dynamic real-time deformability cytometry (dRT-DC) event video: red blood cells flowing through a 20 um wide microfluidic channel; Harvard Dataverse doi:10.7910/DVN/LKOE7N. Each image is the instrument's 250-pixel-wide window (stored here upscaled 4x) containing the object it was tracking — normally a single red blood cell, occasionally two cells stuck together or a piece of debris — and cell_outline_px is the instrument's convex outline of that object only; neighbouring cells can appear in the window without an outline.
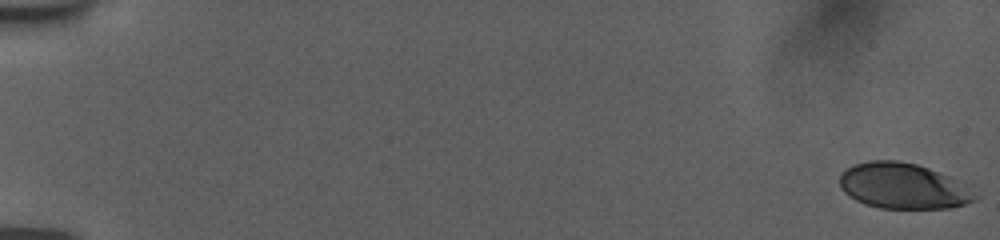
{"species": "human", "species_latin": "Homo sapiens", "temperature_condition": "room temperature", "stored_images_in_passage": 57, "camera_frame_rate_fps": 3000, "um_per_image_px": 0.085, "donor": {"sex": "female"}, "frame": {"image": 1, "passage_image": 1, "time_ms": 0.0, "image_size_px": [1000, 240], "cell_outline_px": [[980, 196], [964, 204], [952, 208], [880, 208], [864, 204], [856, 200], [844, 192], [840, 188], [840, 172], [852, 164], [868, 160], [896, 160], [916, 164], [964, 180], [972, 184]], "centroid_in_image_um": [76.84, 15.8], "position_along_channel_um": 8.2, "area_um2": 36.93}}
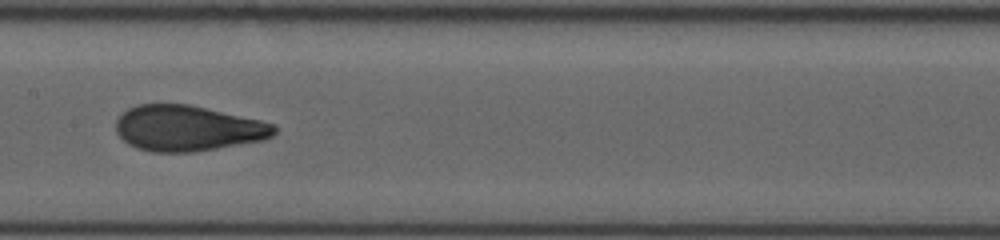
{"frame": {"image": 2, "passage_image": 31, "time_ms": 10.0, "image_size_px": [1000, 240], "cell_outline_px": [[276, 132], [272, 136], [264, 140], [192, 152], [152, 152], [136, 148], [128, 144], [116, 132], [116, 120], [128, 108], [136, 104], [188, 104], [260, 120], [276, 124]], "centroid_in_image_um": [15.94, 10.9], "position_along_channel_um": 191.5, "area_um2": 42.02}}
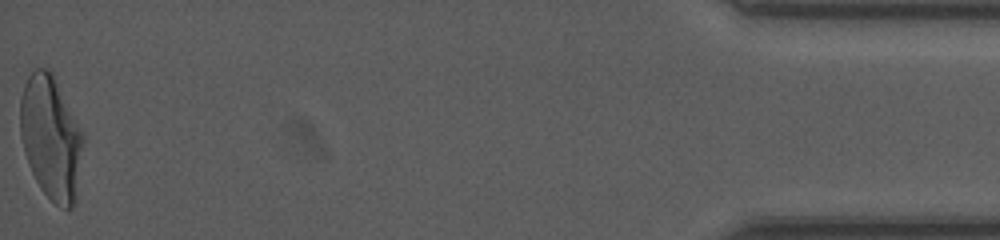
{"frame": {"image": 3, "passage_image": 57, "time_ms": 18.667, "image_size_px": [1000, 240], "cell_outline_px": [[84, 140], [72, 208], [64, 208], [56, 204], [40, 188], [28, 164], [24, 152], [20, 136], [20, 96], [24, 84], [28, 76], [36, 68], [48, 68], [52, 72], [84, 132]], "centroid_in_image_um": [4.31, 11.62], "position_along_channel_um": 430.9, "area_um2": 45.08}, "authors_computed_cell_mechanics": {"area_um2": 41.327, "velocity_mm_per_s": 3.7406, "shape_relaxation_time_tau1_ms": 4.1532, "shape_relaxation_time_tau2_ms": 0.7289, "deformation_change_tau1": 0.171, "deformation_change_tau2": 0.0643}}